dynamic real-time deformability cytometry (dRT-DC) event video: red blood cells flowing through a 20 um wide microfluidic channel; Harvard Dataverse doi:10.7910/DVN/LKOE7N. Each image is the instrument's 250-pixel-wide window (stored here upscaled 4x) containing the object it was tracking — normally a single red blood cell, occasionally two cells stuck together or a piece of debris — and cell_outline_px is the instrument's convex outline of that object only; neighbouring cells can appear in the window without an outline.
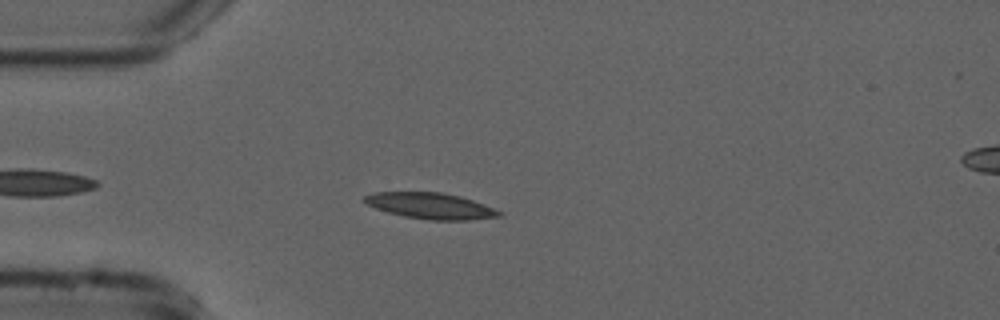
{"species": "common noctule bat (a hibernating species)", "species_latin": "Nyctalus noctula", "temperature_condition": "cold", "stored_images_in_passage": 46, "camera_frame_rate_fps": 3000, "um_per_image_px": 0.085, "animal": {"sex": "male", "forearm_length_mm": 52.5}, "frame": {"image": 1, "passage_image": 6, "time_ms": 1.667, "image_size_px": [1000, 320], "cell_outline_px": [[504, 216], [468, 220], [428, 220], [404, 216], [388, 212], [376, 208], [368, 204], [364, 200], [364, 196], [372, 192], [440, 192], [460, 196], [484, 204], [504, 212]], "centroid_in_image_um": [36.65, 17.5], "position_along_channel_um": 48.4, "area_um2": 20.46}}
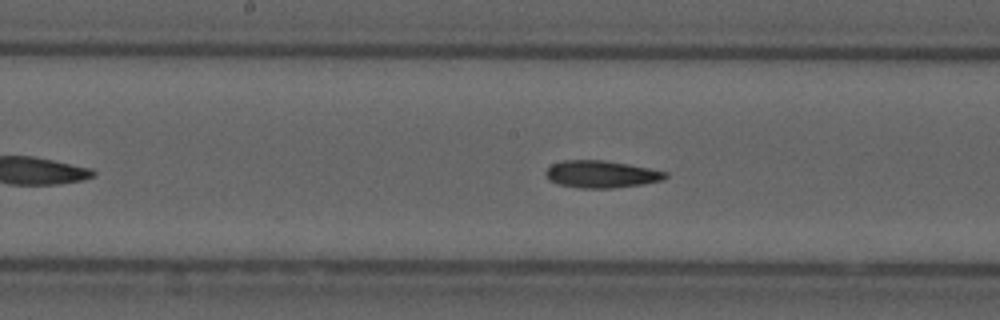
{"frame": {"image": 2, "passage_image": 19, "time_ms": 6.0, "image_size_px": [1000, 320], "cell_outline_px": [[668, 176], [660, 180], [644, 184], [612, 188], [580, 188], [556, 184], [548, 180], [544, 176], [544, 172], [552, 164], [564, 160], [604, 160], [628, 164], [668, 172]], "centroid_in_image_um": [51.06, 14.81], "position_along_channel_um": 197.1, "area_um2": 19.07}}
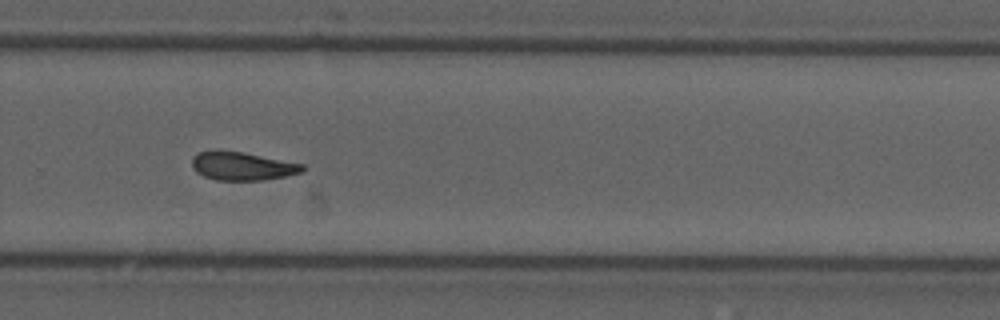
{"frame": {"image": 3, "passage_image": 28, "time_ms": 9.0, "image_size_px": [1000, 320], "cell_outline_px": [[308, 168], [300, 172], [284, 176], [264, 180], [216, 180], [204, 176], [196, 172], [192, 168], [192, 156], [200, 152], [212, 148], [220, 148], [244, 152], [304, 164]], "centroid_in_image_um": [20.54, 14.08], "position_along_channel_um": 309.3, "area_um2": 18.73}, "authors_computed_cell_mechanics": {"area_um2": 19.0451, "velocity_mm_per_s": 3.7578, "shape_relaxation_time_tau1_ms": null, "shape_relaxation_time_tau2_ms": 7.6142, "deformation_change_tau1": null, "deformation_change_tau2": 0.1493}}